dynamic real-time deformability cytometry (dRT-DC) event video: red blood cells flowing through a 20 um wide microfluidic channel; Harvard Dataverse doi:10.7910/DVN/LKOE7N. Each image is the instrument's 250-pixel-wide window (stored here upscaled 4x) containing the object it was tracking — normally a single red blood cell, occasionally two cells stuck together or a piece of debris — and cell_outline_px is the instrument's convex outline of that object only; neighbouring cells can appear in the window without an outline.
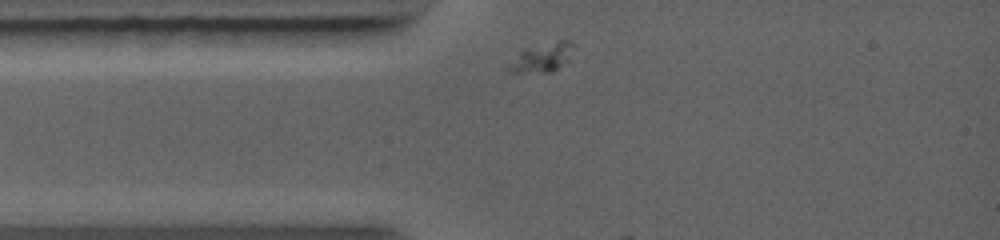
{"species": "common noctule bat (a hibernating species)", "species_latin": "Nyctalus noctula", "temperature_condition": "warm", "stored_images_in_passage": 6, "camera_frame_rate_fps": 5000, "um_per_image_px": 0.085, "animal": {"sex": "female", "body_mass_g": 19.0, "forearm_length_mm": 56.7}, "frame": {"image": 1, "passage_image": 1, "time_ms": 0.0, "image_size_px": [1000, 240], "cell_outline_px": [[572, 44], [564, 60], [552, 72], [512, 72], [508, 68], [508, 64], [524, 48], [560, 40], [568, 40]], "centroid_in_image_um": [45.96, 4.88], "position_along_channel_um": 39.0, "area_um2": 10.12}}